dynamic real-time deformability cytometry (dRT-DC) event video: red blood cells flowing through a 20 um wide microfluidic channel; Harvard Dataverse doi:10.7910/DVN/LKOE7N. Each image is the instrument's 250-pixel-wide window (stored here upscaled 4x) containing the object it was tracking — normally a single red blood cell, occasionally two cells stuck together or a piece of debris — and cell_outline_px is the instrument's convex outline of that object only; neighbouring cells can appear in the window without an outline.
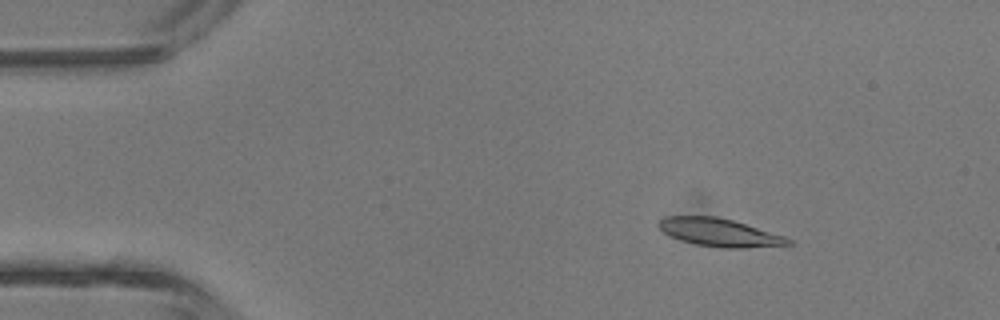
{"species": "common noctule bat (a hibernating species)", "species_latin": "Nyctalus noctula", "temperature_condition": "room temperature", "stored_images_in_passage": 6, "camera_frame_rate_fps": 3000, "um_per_image_px": 0.085, "animal": {"sex": "male", "body_mass_g": 13.3}, "frame": {"image": 1, "passage_image": 2, "time_ms": 1.0, "image_size_px": [1000, 320], "cell_outline_px": [[792, 244], [744, 248], [720, 248], [696, 244], [680, 240], [664, 232], [656, 224], [664, 216], [716, 216], [732, 220], [784, 236], [792, 240]], "centroid_in_image_um": [61.12, 19.76], "position_along_channel_um": 23.9, "area_um2": 20.92}}